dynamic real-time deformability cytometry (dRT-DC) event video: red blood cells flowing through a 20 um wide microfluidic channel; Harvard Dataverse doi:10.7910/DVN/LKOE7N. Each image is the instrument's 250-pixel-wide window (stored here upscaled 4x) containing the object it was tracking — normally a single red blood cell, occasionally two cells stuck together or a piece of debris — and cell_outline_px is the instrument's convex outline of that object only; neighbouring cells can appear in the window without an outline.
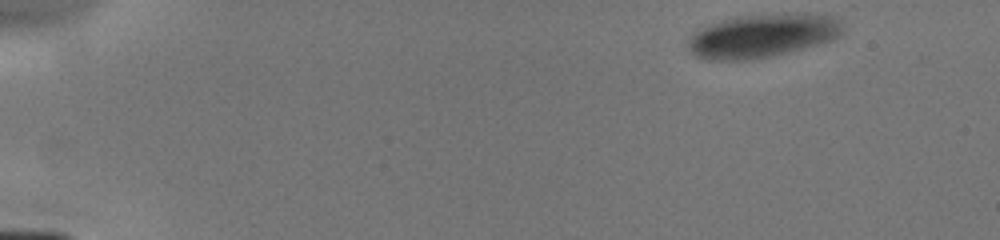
{"species": "human", "species_latin": "Homo sapiens", "temperature_condition": "cold", "stored_images_in_passage": 5, "camera_frame_rate_fps": 3000, "um_per_image_px": 0.085, "donor": {"sex": "male"}, "frame": {"image": 1, "passage_image": 1, "time_ms": 0.0, "image_size_px": [1000, 240], "cell_outline_px": [[840, 32], [832, 40], [768, 56], [748, 60], [708, 60], [696, 56], [688, 48], [688, 36], [696, 28], [724, 20], [740, 16], [784, 12], [812, 12], [840, 16]], "centroid_in_image_um": [64.78, 2.99], "position_along_channel_um": 20.2, "area_um2": 39.54}}
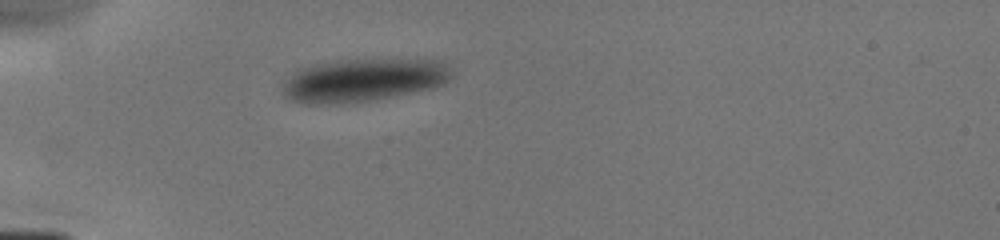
{"frame": {"image": 2, "passage_image": 5, "time_ms": 3.333, "image_size_px": [1000, 240], "cell_outline_px": [[452, 76], [448, 80], [432, 88], [396, 96], [376, 100], [344, 104], [308, 104], [292, 100], [284, 92], [280, 84], [296, 68], [312, 64], [356, 56], [440, 60], [452, 68]], "centroid_in_image_um": [30.87, 6.75], "position_along_channel_um": 54.1, "area_um2": 44.33}}